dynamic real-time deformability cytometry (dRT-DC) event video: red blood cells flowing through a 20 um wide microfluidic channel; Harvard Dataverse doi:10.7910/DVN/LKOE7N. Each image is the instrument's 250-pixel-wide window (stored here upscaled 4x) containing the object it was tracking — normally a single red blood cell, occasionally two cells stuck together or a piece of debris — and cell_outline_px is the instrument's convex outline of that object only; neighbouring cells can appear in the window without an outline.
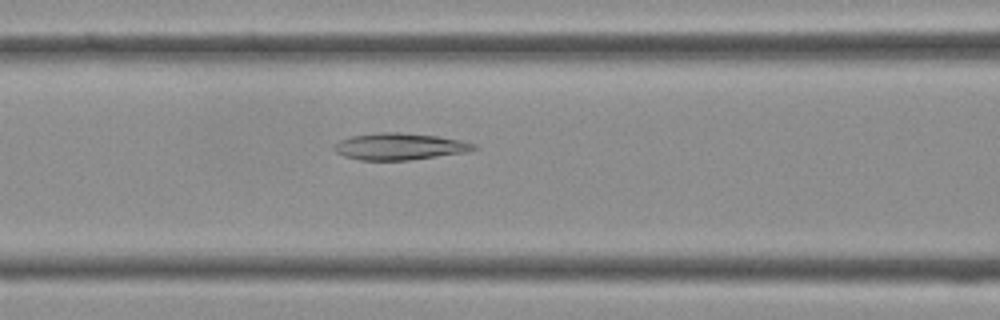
{"species": "Egyptian fruit bat (a non-hibernating species)", "species_latin": "Rousettus aegyptiacus", "temperature_condition": "cold", "stored_images_in_passage": 40, "camera_frame_rate_fps": 3000, "um_per_image_px": 0.085, "frame": {"image": 1, "passage_image": 16, "time_ms": 5.0, "image_size_px": [1000, 320], "cell_outline_px": [[480, 148], [468, 152], [408, 160], [360, 160], [344, 156], [336, 152], [332, 148], [332, 144], [340, 140], [352, 136], [380, 132], [396, 132], [436, 136], [460, 140], [476, 144]], "centroid_in_image_um": [33.96, 12.45], "position_along_channel_um": 132.6, "area_um2": 21.79}}
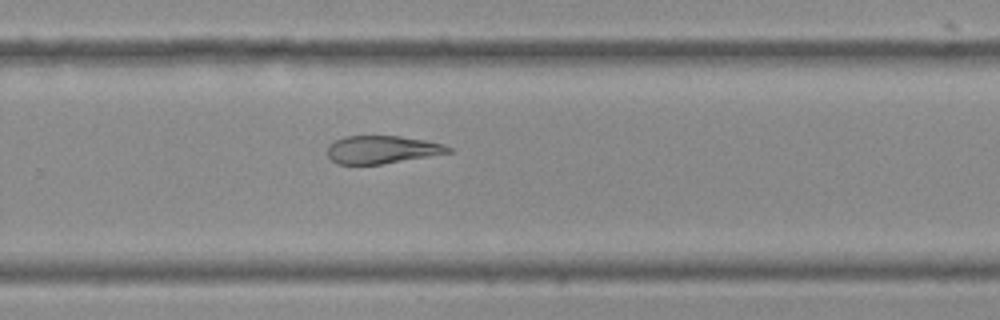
{"frame": {"image": 2, "passage_image": 26, "time_ms": 8.333, "image_size_px": [1000, 320], "cell_outline_px": [[452, 152], [380, 164], [336, 164], [328, 156], [328, 144], [344, 136], [400, 136], [424, 140], [444, 144], [452, 148]], "centroid_in_image_um": [32.45, 12.71], "position_along_channel_um": 297.4, "area_um2": 19.48}}
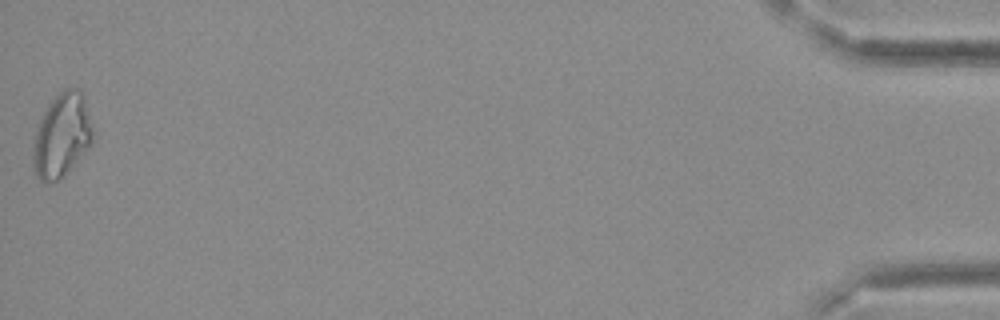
{"frame": {"image": 3, "passage_image": 40, "time_ms": 13.0, "image_size_px": [1000, 320], "cell_outline_px": [[92, 144], [64, 176], [56, 180], [40, 180], [36, 176], [32, 164], [32, 156], [36, 132], [44, 112], [52, 100], [64, 88], [76, 88], [84, 92], [92, 128]], "centroid_in_image_um": [5.27, 11.49], "position_along_channel_um": 429.9, "area_um2": 28.84}}